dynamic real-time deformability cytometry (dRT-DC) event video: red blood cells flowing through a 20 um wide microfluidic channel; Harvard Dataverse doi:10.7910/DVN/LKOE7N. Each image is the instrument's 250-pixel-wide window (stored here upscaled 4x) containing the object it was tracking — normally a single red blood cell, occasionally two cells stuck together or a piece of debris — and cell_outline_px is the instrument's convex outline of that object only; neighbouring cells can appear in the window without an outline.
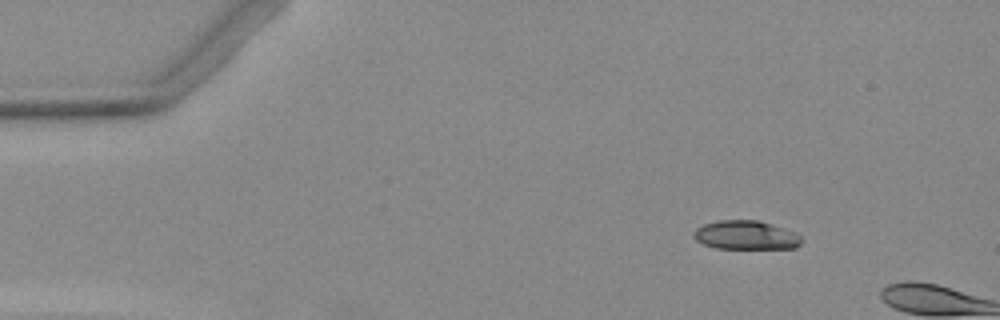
{"species": "Egyptian fruit bat (a non-hibernating species)", "species_latin": "Rousettus aegyptiacus", "temperature_condition": "warm", "stored_images_in_passage": 3, "camera_frame_rate_fps": 3000, "um_per_image_px": 0.085, "animal": {"sex": "female"}, "frame": {"image": 1, "passage_image": 1, "time_ms": 0.0, "image_size_px": [1000, 320], "cell_outline_px": [[804, 240], [796, 248], [716, 248], [704, 244], [696, 240], [692, 236], [692, 232], [696, 228], [704, 224], [716, 220], [760, 220], [796, 232]], "centroid_in_image_um": [63.4, 19.98], "position_along_channel_um": 21.6, "area_um2": 18.32}}